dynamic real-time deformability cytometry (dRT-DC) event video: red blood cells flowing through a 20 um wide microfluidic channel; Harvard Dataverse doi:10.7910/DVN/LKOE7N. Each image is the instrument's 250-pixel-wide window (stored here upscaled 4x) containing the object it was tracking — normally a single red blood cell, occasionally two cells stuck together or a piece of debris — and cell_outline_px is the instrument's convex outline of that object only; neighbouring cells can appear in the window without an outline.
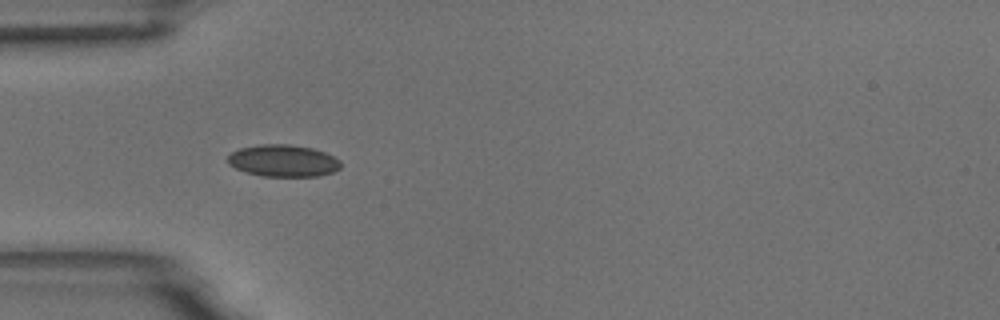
{"species": "common noctule bat (a hibernating species)", "species_latin": "Nyctalus noctula", "temperature_condition": "room temperature", "stored_images_in_passage": 8, "camera_frame_rate_fps": 3000, "um_per_image_px": 0.085, "animal": {"sex": "male", "body_mass_g": 18.8}, "frame": {"image": 1, "passage_image": 1, "time_ms": 0.0, "image_size_px": [1000, 320], "cell_outline_px": [[340, 168], [332, 172], [320, 176], [260, 176], [236, 168], [228, 164], [228, 156], [232, 152], [240, 148], [260, 144], [288, 144], [312, 148], [324, 152], [340, 160]], "centroid_in_image_um": [24.07, 13.66], "position_along_channel_um": 60.9, "area_um2": 20.92}}
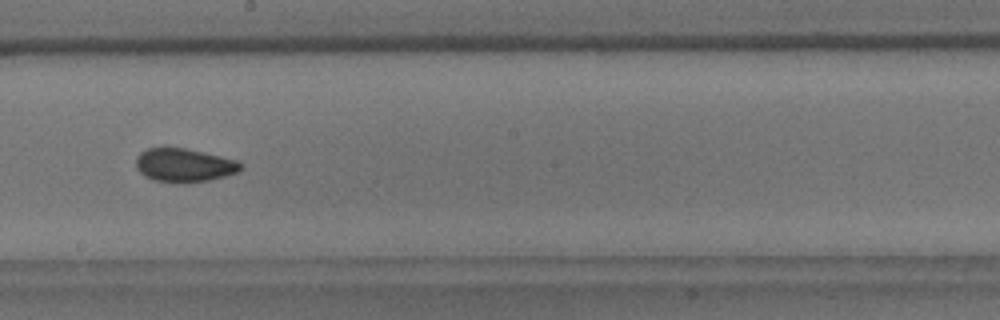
{"frame": {"image": 2, "passage_image": 5, "time_ms": 4.667, "image_size_px": [1000, 320], "cell_outline_px": [[244, 168], [240, 172], [208, 180], [184, 184], [176, 184], [152, 180], [144, 176], [136, 168], [136, 156], [140, 152], [148, 148], [164, 144], [184, 148], [220, 156], [236, 160], [244, 164]], "centroid_in_image_um": [15.61, 14.03], "position_along_channel_um": 232.6, "area_um2": 21.33}}
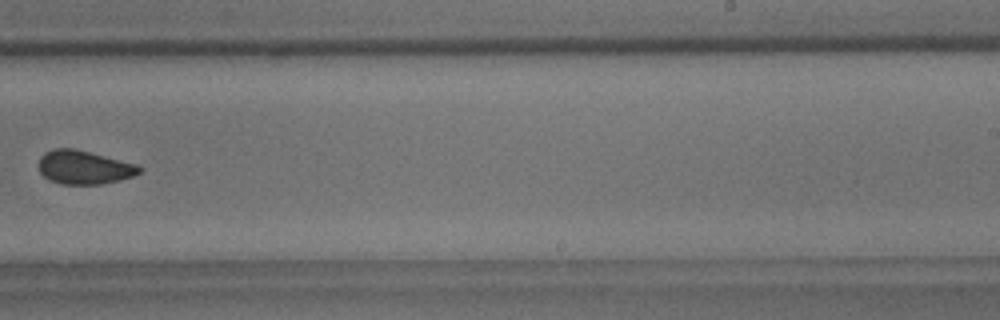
{"frame": {"image": 3, "passage_image": 6, "time_ms": 6.0, "image_size_px": [1000, 320], "cell_outline_px": [[144, 168], [140, 172], [132, 176], [120, 180], [100, 184], [60, 184], [48, 180], [40, 172], [40, 156], [44, 152], [52, 148], [76, 148], [136, 164]], "centroid_in_image_um": [7.13, 14.21], "position_along_channel_um": 281.9, "area_um2": 19.83}}